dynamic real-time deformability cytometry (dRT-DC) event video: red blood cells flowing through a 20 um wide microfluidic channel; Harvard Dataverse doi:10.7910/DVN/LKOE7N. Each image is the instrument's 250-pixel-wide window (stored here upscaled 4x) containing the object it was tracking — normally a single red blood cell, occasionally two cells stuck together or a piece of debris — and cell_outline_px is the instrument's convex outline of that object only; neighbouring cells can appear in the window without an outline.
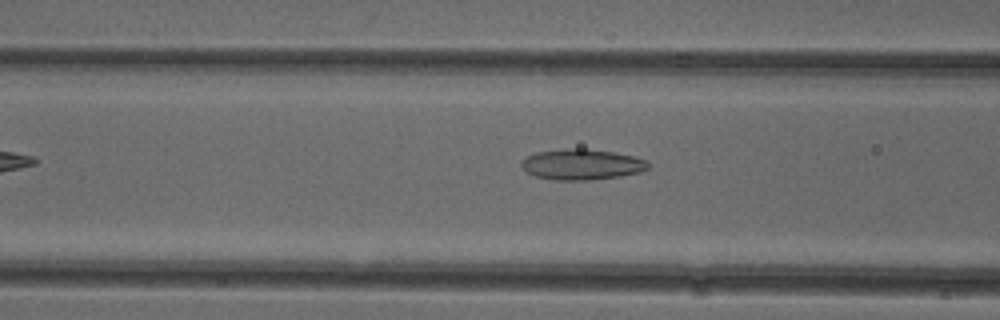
{"species": "common noctule bat (a hibernating species)", "species_latin": "Nyctalus noctula", "temperature_condition": "cold", "stored_images_in_passage": 37, "camera_frame_rate_fps": 3000, "um_per_image_px": 0.085, "animal": {"sex": "female"}, "frame": {"image": 1, "passage_image": 5, "time_ms": 1.333, "image_size_px": [1000, 320], "cell_outline_px": [[648, 168], [640, 172], [620, 176], [592, 180], [556, 180], [536, 176], [528, 172], [520, 164], [520, 160], [536, 152], [568, 148], [584, 148], [612, 152], [636, 156], [648, 160]], "centroid_in_image_um": [49.47, 13.97], "position_along_channel_um": 117.1, "area_um2": 22.72}}
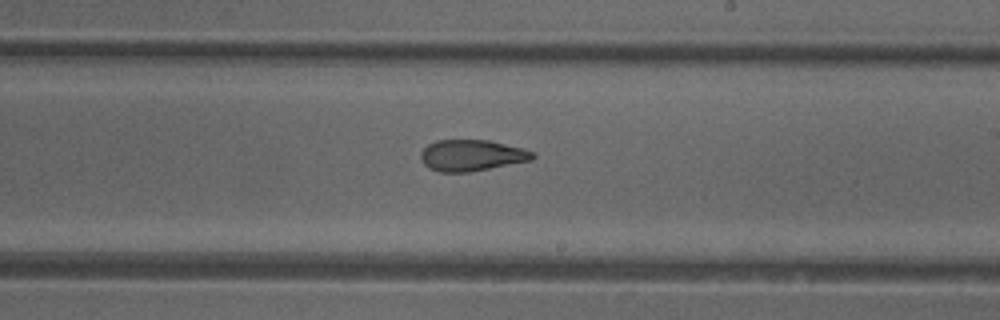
{"frame": {"image": 2, "passage_image": 15, "time_ms": 4.667, "image_size_px": [1000, 320], "cell_outline_px": [[536, 156], [532, 160], [468, 172], [440, 172], [428, 168], [424, 164], [420, 156], [420, 152], [428, 144], [436, 140], [488, 140], [524, 148], [532, 152]], "centroid_in_image_um": [40.07, 13.2], "position_along_channel_um": 248.9, "area_um2": 20.35}}
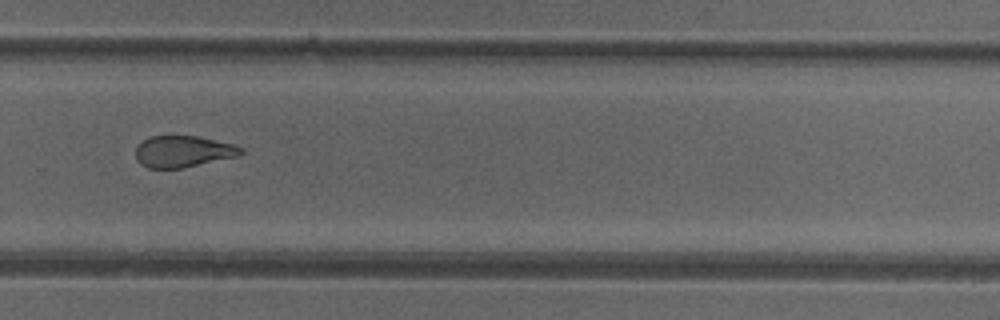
{"frame": {"image": 3, "passage_image": 20, "time_ms": 6.333, "image_size_px": [1000, 320], "cell_outline_px": [[244, 152], [240, 156], [184, 168], [148, 168], [140, 164], [136, 160], [136, 144], [148, 136], [196, 136], [236, 144], [244, 148]], "centroid_in_image_um": [15.58, 12.88], "position_along_channel_um": 314.2, "area_um2": 19.77}, "authors_computed_cell_mechanics": {"area_um2": 21.2704, "velocity_mm_per_s": 3.9495, "shape_relaxation_time_tau1_ms": null, "shape_relaxation_time_tau2_ms": 2.2342, "deformation_change_tau1": null, "deformation_change_tau2": 0.1019}}